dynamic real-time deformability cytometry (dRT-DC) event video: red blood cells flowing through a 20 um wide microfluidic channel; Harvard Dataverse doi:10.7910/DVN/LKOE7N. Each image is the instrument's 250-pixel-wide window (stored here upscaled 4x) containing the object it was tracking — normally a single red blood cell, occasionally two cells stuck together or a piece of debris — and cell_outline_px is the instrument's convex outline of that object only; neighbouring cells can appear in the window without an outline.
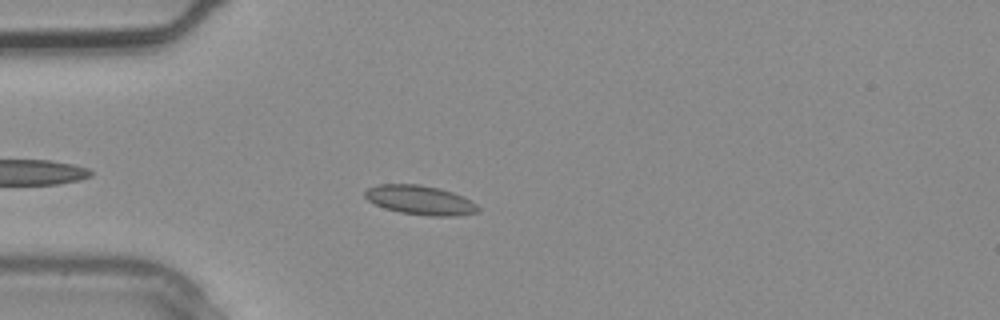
{"species": "common noctule bat (a hibernating species)", "species_latin": "Nyctalus noctula", "temperature_condition": "warm", "stored_images_in_passage": 2, "camera_frame_rate_fps": 3000, "um_per_image_px": 0.085, "animal": {"sex": "male", "body_mass_g": 20.4}, "frame": {"image": 1, "passage_image": 2, "time_ms": 0.333, "image_size_px": [1000, 320], "cell_outline_px": [[480, 212], [456, 216], [432, 216], [400, 212], [376, 204], [368, 200], [364, 196], [364, 192], [368, 188], [376, 184], [420, 184], [440, 188], [452, 192], [476, 204], [480, 208]], "centroid_in_image_um": [35.72, 17.0], "position_along_channel_um": 49.3, "area_um2": 19.13}}